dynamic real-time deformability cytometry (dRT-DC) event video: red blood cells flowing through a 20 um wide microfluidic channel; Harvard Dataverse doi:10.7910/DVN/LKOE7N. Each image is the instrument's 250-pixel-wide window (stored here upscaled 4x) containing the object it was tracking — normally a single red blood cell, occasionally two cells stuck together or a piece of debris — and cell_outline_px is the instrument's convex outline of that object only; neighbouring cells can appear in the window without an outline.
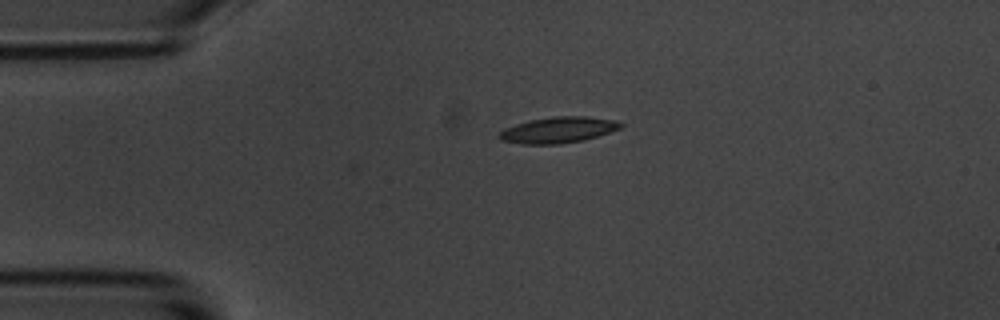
{"species": "common noctule bat (a hibernating species)", "species_latin": "Nyctalus noctula", "temperature_condition": "room temperature", "stored_images_in_passage": 6, "camera_frame_rate_fps": 3000, "um_per_image_px": 0.085, "animal": {"sex": "male", "body_mass_g": 20.1, "forearm_length_mm": 53.5}, "frame": {"image": 1, "passage_image": 5, "time_ms": 4.667, "image_size_px": [1000, 320], "cell_outline_px": [[624, 124], [620, 128], [584, 140], [556, 144], [520, 144], [500, 140], [496, 136], [504, 128], [516, 124], [532, 120], [552, 116], [584, 116], [616, 120]], "centroid_in_image_um": [47.41, 11.04], "position_along_channel_um": 37.6, "area_um2": 18.32}}